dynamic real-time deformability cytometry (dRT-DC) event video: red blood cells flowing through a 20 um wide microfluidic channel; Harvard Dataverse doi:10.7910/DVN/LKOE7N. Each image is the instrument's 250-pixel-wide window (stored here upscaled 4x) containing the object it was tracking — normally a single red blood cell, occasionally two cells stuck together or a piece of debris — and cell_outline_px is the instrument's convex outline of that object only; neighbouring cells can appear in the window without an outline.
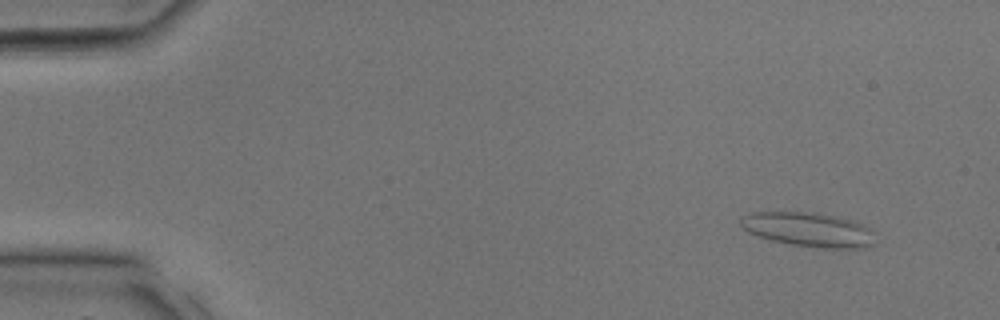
{"species": "common noctule bat (a hibernating species)", "species_latin": "Nyctalus noctula", "temperature_condition": "room temperature", "stored_images_in_passage": 33, "camera_frame_rate_fps": 3000, "um_per_image_px": 0.085, "animal": {"sex": "male", "body_mass_g": 17.9, "forearm_length_mm": 54.2}, "frame": {"image": 1, "passage_image": 3, "time_ms": 0.667, "image_size_px": [1000, 320], "cell_outline_px": [[872, 244], [864, 248], [824, 248], [788, 244], [772, 240], [748, 232], [740, 224], [740, 216], [752, 212], [820, 212], [856, 220], [872, 228]], "centroid_in_image_um": [68.74, 19.49], "position_along_channel_um": 16.3, "area_um2": 27.17}}
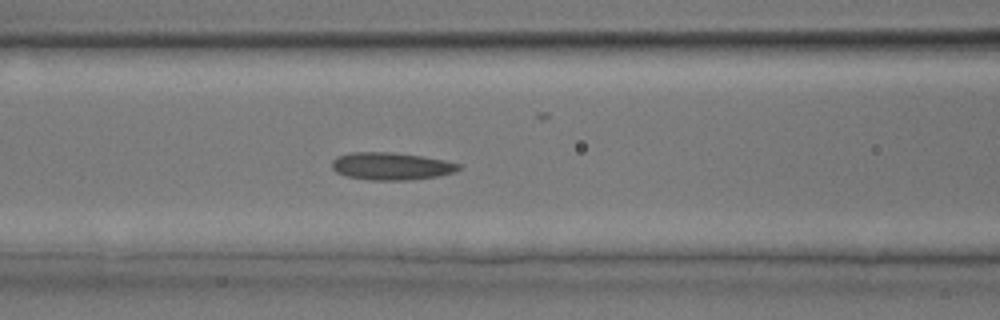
{"frame": {"image": 2, "passage_image": 14, "time_ms": 4.333, "image_size_px": [1000, 320], "cell_outline_px": [[460, 168], [456, 172], [436, 176], [408, 180], [368, 180], [348, 176], [336, 172], [332, 168], [332, 160], [336, 156], [352, 152], [392, 152], [424, 156], [444, 160], [460, 164]], "centroid_in_image_um": [33.24, 14.12], "position_along_channel_um": 133.4, "area_um2": 20.35}}
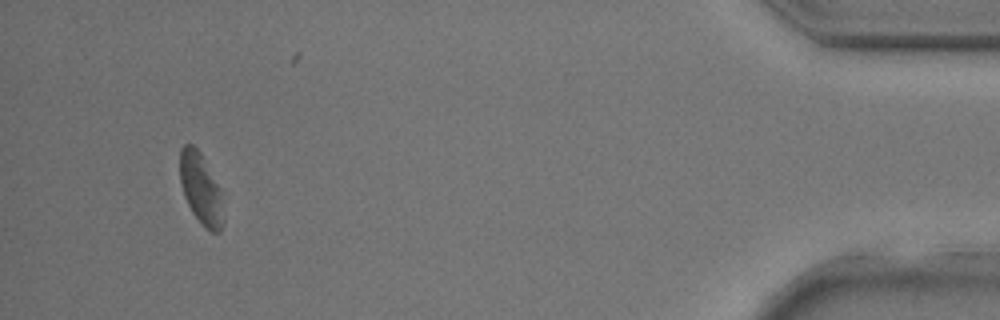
{"frame": {"image": 3, "passage_image": 31, "time_ms": 10.0, "image_size_px": [1000, 320], "cell_outline_px": [[224, 224], [220, 232], [212, 232], [204, 228], [192, 212], [184, 196], [180, 184], [180, 148], [184, 144], [192, 144], [200, 152], [224, 192]], "centroid_in_image_um": [17.13, 16.08], "position_along_channel_um": 418.1, "area_um2": 18.73}}